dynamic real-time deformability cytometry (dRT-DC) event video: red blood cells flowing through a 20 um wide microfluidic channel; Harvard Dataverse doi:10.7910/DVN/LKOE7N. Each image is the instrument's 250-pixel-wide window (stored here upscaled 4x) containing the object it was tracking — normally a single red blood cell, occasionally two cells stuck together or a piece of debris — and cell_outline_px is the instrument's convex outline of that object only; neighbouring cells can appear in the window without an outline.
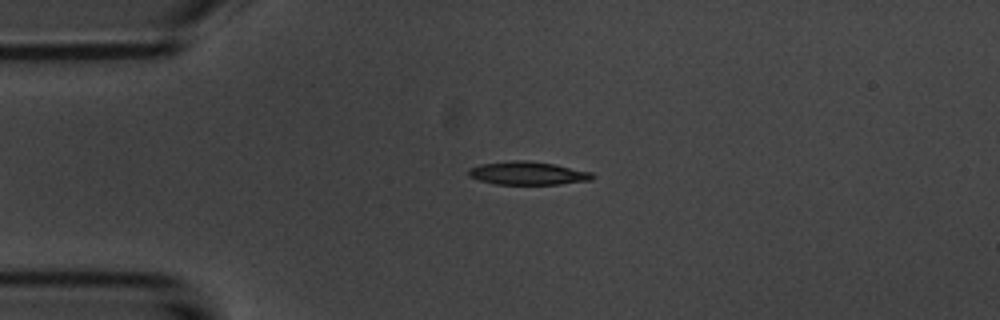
{"species": "common noctule bat (a hibernating species)", "species_latin": "Nyctalus noctula", "temperature_condition": "room temperature", "stored_images_in_passage": 49, "camera_frame_rate_fps": 3000, "um_per_image_px": 0.085, "animal": {"sex": "male", "body_mass_g": 20.1, "forearm_length_mm": 53.5}, "frame": {"image": 1, "passage_image": 8, "time_ms": 2.333, "image_size_px": [1000, 320], "cell_outline_px": [[596, 176], [592, 180], [560, 184], [496, 184], [480, 180], [468, 176], [468, 168], [480, 164], [512, 160], [528, 160], [556, 164], [592, 172]], "centroid_in_image_um": [44.88, 14.71], "position_along_channel_um": 40.1, "area_um2": 16.94}}
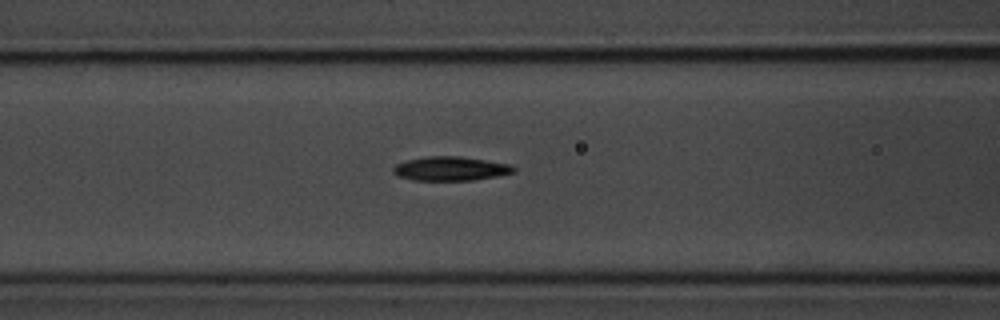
{"frame": {"image": 2, "passage_image": 17, "time_ms": 5.333, "image_size_px": [1000, 320], "cell_outline_px": [[516, 172], [496, 176], [472, 180], [412, 180], [396, 176], [392, 172], [392, 168], [396, 164], [408, 160], [428, 156], [460, 156], [512, 164], [516, 168]], "centroid_in_image_um": [38.3, 14.33], "position_along_channel_um": 128.3, "area_um2": 16.99}}
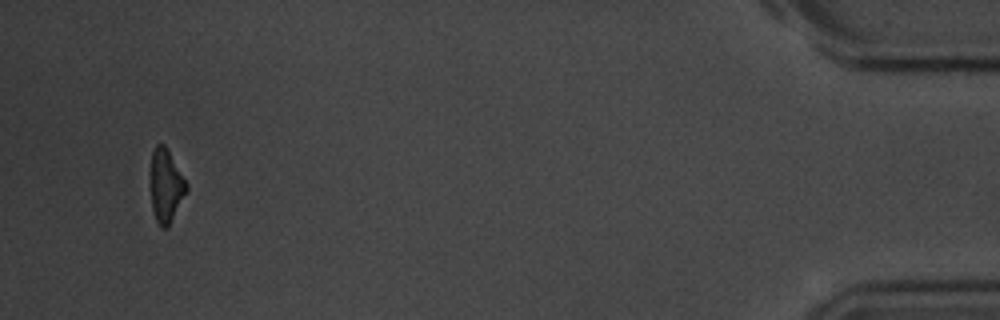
{"frame": {"image": 3, "passage_image": 47, "time_ms": 15.333, "image_size_px": [1000, 320], "cell_outline_px": [[188, 188], [168, 228], [160, 228], [156, 220], [152, 208], [152, 152], [156, 144], [164, 144], [188, 184]], "centroid_in_image_um": [14.12, 15.82], "position_along_channel_um": 421.1, "area_um2": 14.85}, "authors_computed_cell_mechanics": {"area_um2": 16.5308, "velocity_mm_per_s": 3.724, "shape_relaxation_time_tau1_ms": 3.0051, "shape_relaxation_time_tau2_ms": null, "deformation_change_tau1": 0.1231, "deformation_change_tau2": null}}